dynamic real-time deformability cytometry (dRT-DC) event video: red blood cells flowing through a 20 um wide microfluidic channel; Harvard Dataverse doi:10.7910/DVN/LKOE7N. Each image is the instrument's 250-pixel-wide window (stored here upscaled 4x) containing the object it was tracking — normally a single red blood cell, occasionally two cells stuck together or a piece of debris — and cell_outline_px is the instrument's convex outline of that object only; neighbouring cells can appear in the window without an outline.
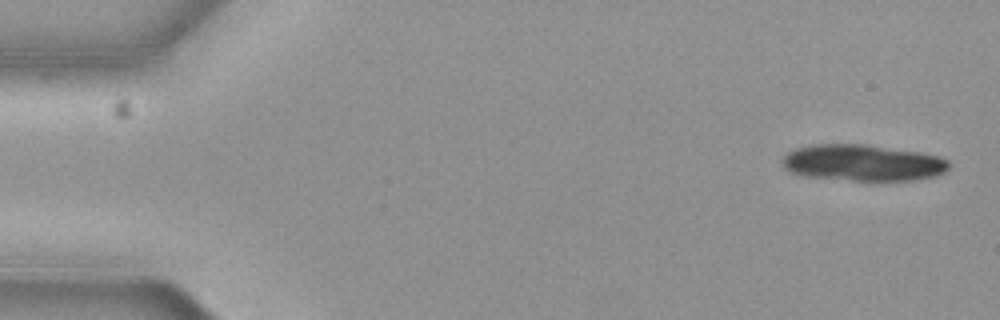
{"species": "common noctule bat (a hibernating species)", "species_latin": "Nyctalus noctula", "temperature_condition": "cold", "stored_images_in_passage": 5, "camera_frame_rate_fps": 3000, "um_per_image_px": 0.085, "animal": {"sex": "female", "body_mass_g": 19.3, "forearm_length_mm": 54.1}, "frame": {"image": 1, "passage_image": 1, "time_ms": 0.0, "image_size_px": [1000, 320], "cell_outline_px": [[948, 168], [944, 172], [936, 176], [916, 180], [852, 180], [800, 176], [784, 168], [780, 164], [780, 160], [788, 152], [796, 148], [816, 144], [864, 144], [920, 152], [936, 156], [948, 160]], "centroid_in_image_um": [73.29, 13.84], "position_along_channel_um": 11.7, "area_um2": 35.37}}